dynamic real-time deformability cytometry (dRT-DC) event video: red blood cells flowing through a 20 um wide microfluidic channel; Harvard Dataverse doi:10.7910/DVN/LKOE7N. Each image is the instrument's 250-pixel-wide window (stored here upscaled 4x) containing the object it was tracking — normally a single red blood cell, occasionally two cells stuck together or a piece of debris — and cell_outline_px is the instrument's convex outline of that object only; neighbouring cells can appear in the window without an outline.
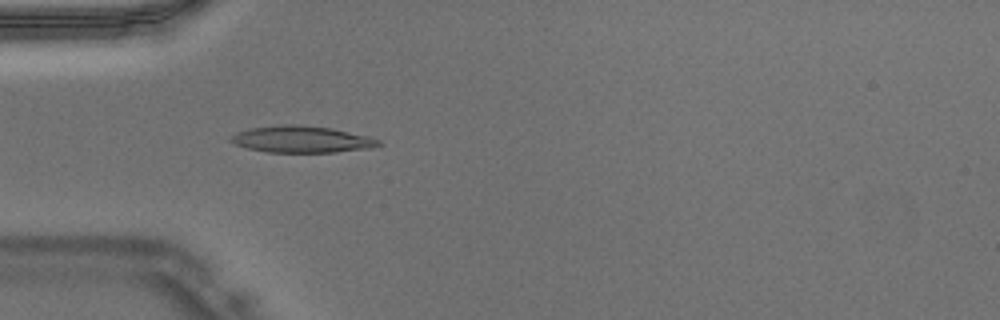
{"species": "Egyptian fruit bat (a non-hibernating species)", "species_latin": "Rousettus aegyptiacus", "temperature_condition": "warm", "stored_images_in_passage": 46, "camera_frame_rate_fps": 3000, "um_per_image_px": 0.085, "animal": {"sex": "male"}, "frame": {"image": 1, "passage_image": 14, "time_ms": 4.333, "image_size_px": [1000, 320], "cell_outline_px": [[384, 144], [372, 148], [336, 152], [268, 152], [248, 148], [236, 144], [228, 140], [228, 136], [236, 132], [252, 128], [280, 124], [296, 124], [332, 128], [368, 136], [380, 140]], "centroid_in_image_um": [25.65, 11.84], "position_along_channel_um": 59.3, "area_um2": 23.12}}